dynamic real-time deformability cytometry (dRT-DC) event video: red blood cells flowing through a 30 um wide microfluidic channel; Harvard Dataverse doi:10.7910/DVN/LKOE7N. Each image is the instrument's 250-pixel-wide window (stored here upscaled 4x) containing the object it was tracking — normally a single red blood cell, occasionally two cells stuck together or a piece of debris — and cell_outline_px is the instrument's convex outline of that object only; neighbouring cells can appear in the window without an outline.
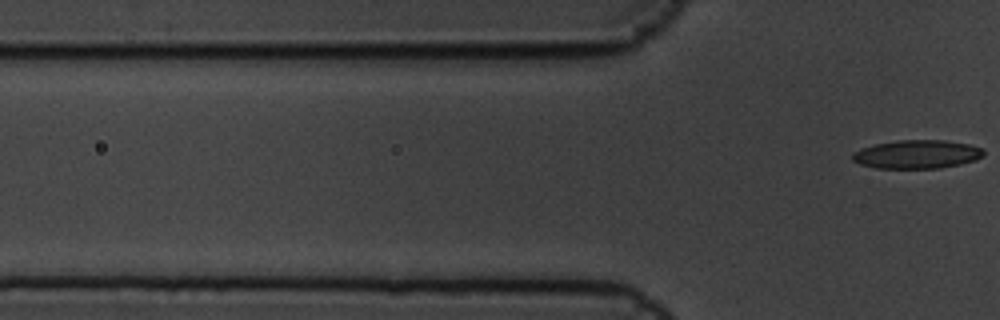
{"species": "common noctule bat (a hibernating species)", "species_latin": "Nyctalus noctula", "temperature_condition": "cold", "stored_images_in_passage": 6, "segment_of_instrument_passage": [2, 2], "camera_frame_rate_fps": 3000, "um_per_image_px": 0.085, "animal": {"sex": "male", "body_mass_g": 19.5, "forearm_length_mm": 54.6}, "frame": {"image": 1, "passage_image": 6, "time_ms": 1.667, "image_size_px": [1000, 320], "cell_outline_px": [[984, 156], [960, 164], [940, 168], [876, 168], [860, 164], [852, 160], [852, 152], [860, 148], [876, 144], [896, 140], [944, 140], [968, 144], [980, 148], [984, 152]], "centroid_in_image_um": [77.89, 13.11], "position_along_channel_um": 47.9, "area_um2": 21.73}}